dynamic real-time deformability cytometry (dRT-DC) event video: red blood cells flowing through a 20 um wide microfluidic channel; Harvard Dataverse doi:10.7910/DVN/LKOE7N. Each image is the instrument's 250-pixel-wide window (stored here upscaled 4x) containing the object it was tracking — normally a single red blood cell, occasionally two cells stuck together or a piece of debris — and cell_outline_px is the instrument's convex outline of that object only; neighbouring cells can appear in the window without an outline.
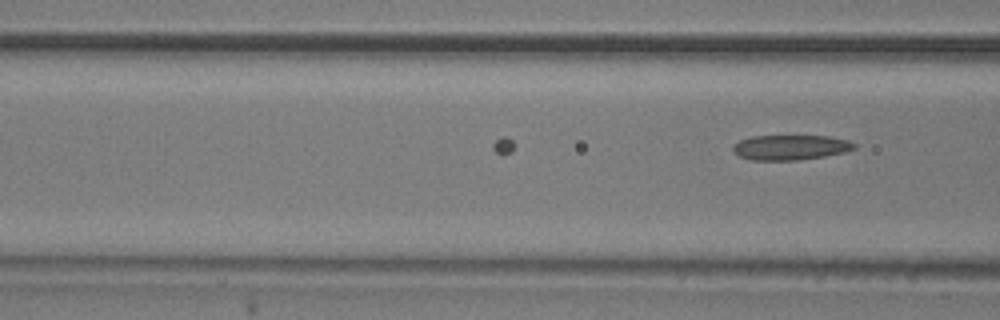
{"species": "common noctule bat (a hibernating species)", "species_latin": "Nyctalus noctula", "temperature_condition": "room temperature", "stored_images_in_passage": 17, "camera_frame_rate_fps": 3000, "um_per_image_px": 0.085, "animal": {"sex": "male", "body_mass_g": 20.5, "forearm_length_mm": 52.5}, "frame": {"image": 1, "passage_image": 17, "time_ms": 5.333, "image_size_px": [1000, 320], "cell_outline_px": [[856, 148], [844, 152], [824, 156], [796, 160], [752, 160], [740, 156], [732, 148], [740, 140], [752, 136], [828, 136], [848, 140], [856, 144]], "centroid_in_image_um": [67.22, 12.52], "position_along_channel_um": 99.4, "area_um2": 17.46}}